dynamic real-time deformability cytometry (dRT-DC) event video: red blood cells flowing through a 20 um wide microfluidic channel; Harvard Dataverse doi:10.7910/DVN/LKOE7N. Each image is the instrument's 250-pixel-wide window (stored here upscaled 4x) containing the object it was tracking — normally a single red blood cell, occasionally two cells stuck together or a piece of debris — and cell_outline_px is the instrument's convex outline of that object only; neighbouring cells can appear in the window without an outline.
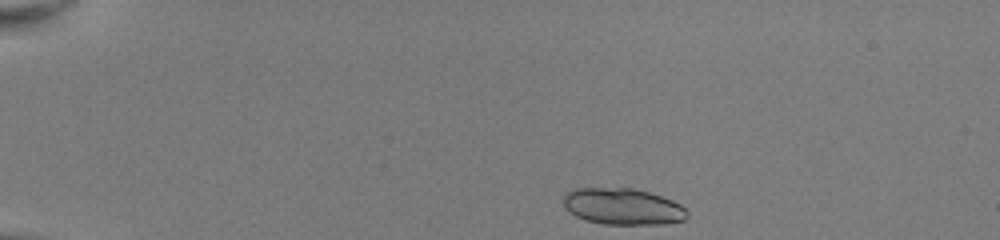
{"species": "common noctule bat (a hibernating species)", "species_latin": "Nyctalus noctula", "temperature_condition": "room temperature", "stored_images_in_passage": 42, "camera_frame_rate_fps": 3000, "um_per_image_px": 0.085, "animal": {"sex": "female", "body_mass_g": 22.0, "forearm_length_mm": 56.7}, "frame": {"image": 1, "passage_image": 1, "time_ms": 0.0, "image_size_px": [1000, 240], "cell_outline_px": [[688, 216], [684, 220], [668, 224], [604, 224], [588, 220], [576, 216], [568, 212], [564, 208], [564, 196], [572, 188], [636, 188], [672, 200], [680, 204], [688, 212]], "centroid_in_image_um": [52.94, 17.55], "position_along_channel_um": 32.1, "area_um2": 26.36}, "authors_computed_cell_mechanics": {"area_um2": 16.3574, "velocity_mm_per_s": 4.0514, "shape_relaxation_time_tau1_ms": 8.9217, "shape_relaxation_time_tau2_ms": 1.9842, "deformation_change_tau1": 0.1856, "deformation_change_tau2": 0.053}}